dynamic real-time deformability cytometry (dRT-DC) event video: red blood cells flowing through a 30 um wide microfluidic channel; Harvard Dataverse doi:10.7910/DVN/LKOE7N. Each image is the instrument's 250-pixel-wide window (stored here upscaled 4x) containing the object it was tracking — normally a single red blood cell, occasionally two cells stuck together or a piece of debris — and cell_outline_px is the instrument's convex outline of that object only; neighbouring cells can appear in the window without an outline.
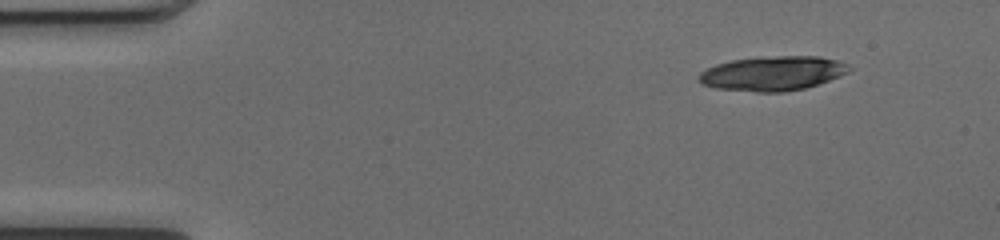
{"species": "common noctule bat (a hibernating species)", "species_latin": "Nyctalus noctula", "temperature_condition": "cold", "stored_images_in_passage": 13, "camera_frame_rate_fps": 3000, "um_per_image_px": 0.085, "animal": {"sex": "female", "body_mass_g": 17.0, "forearm_length_mm": 48.0}, "frame": {"image": 1, "passage_image": 1, "time_ms": 0.0, "image_size_px": [1000, 240], "cell_outline_px": [[852, 68], [848, 72], [828, 80], [804, 88], [784, 92], [756, 92], [716, 88], [704, 84], [700, 80], [700, 72], [716, 64], [732, 60], [760, 56], [820, 56], [840, 60], [848, 64]], "centroid_in_image_um": [65.71, 6.22], "position_along_channel_um": 19.3, "area_um2": 30.11}}